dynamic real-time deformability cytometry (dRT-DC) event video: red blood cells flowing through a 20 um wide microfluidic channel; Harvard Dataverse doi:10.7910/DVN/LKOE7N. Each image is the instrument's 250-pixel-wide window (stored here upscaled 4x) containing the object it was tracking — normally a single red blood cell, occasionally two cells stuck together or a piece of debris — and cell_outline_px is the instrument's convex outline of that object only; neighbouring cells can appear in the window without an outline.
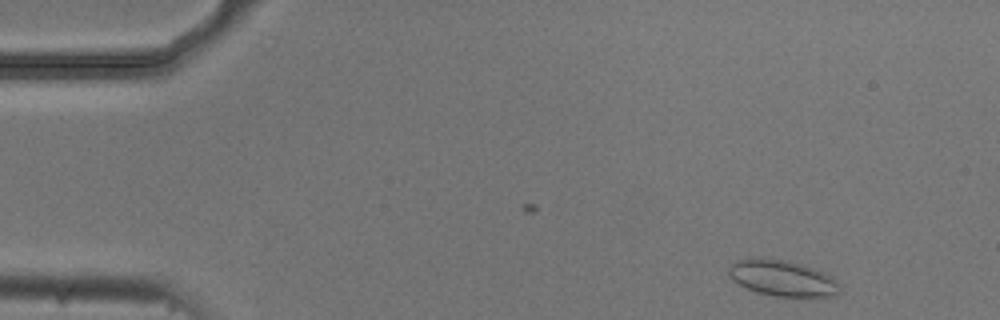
{"species": "common noctule bat (a hibernating species)", "species_latin": "Nyctalus noctula", "temperature_condition": "cold", "stored_images_in_passage": 46, "camera_frame_rate_fps": 3000, "um_per_image_px": 0.085, "animal": {"sex": "male", "body_mass_g": 20.5, "forearm_length_mm": 52.5}, "frame": {"image": 1, "passage_image": 1, "time_ms": 0.0, "image_size_px": [1000, 320], "cell_outline_px": [[840, 292], [836, 296], [772, 296], [756, 292], [732, 280], [728, 272], [728, 268], [736, 260], [784, 260], [800, 264], [824, 272], [840, 288]], "centroid_in_image_um": [66.49, 23.68], "position_along_channel_um": 18.5, "area_um2": 22.37}}
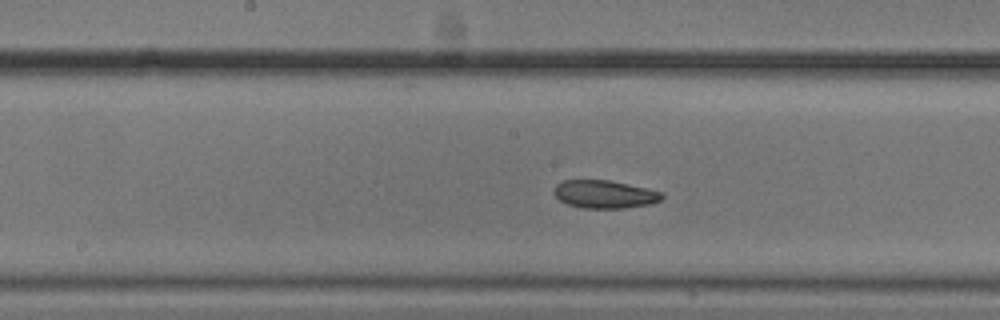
{"frame": {"image": 2, "passage_image": 23, "time_ms": 7.333, "image_size_px": [1000, 320], "cell_outline_px": [[664, 196], [660, 200], [648, 204], [624, 208], [584, 208], [568, 204], [560, 200], [552, 192], [556, 184], [564, 180], [608, 180], [664, 192]], "centroid_in_image_um": [51.37, 16.51], "position_along_channel_um": 196.8, "area_um2": 17.46}}
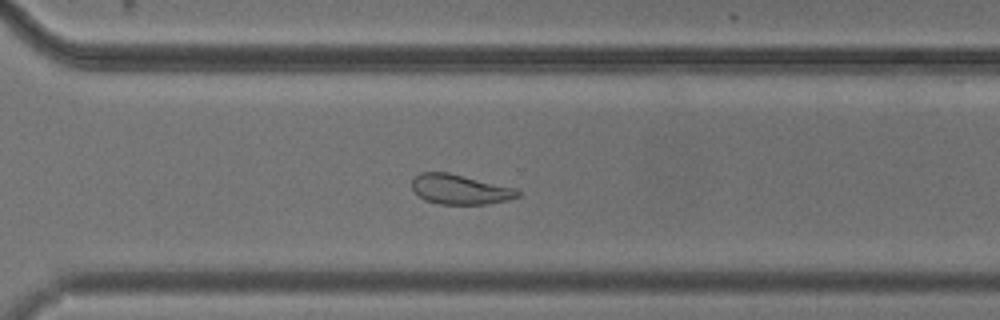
{"frame": {"image": 3, "passage_image": 34, "time_ms": 11.0, "image_size_px": [1000, 320], "cell_outline_px": [[520, 196], [488, 204], [440, 204], [424, 200], [412, 188], [412, 180], [420, 172], [448, 172], [516, 188], [520, 192]], "centroid_in_image_um": [39.09, 16.09], "position_along_channel_um": 331.5, "area_um2": 18.26}, "authors_computed_cell_mechanics": {"area_um2": 18.0625, "velocity_mm_per_s": 3.6878, "shape_relaxation_time_tau1_ms": 3.1561, "shape_relaxation_time_tau2_ms": 4.4868, "deformation_change_tau1": 0.0922, "deformation_change_tau2": 0.1095}}